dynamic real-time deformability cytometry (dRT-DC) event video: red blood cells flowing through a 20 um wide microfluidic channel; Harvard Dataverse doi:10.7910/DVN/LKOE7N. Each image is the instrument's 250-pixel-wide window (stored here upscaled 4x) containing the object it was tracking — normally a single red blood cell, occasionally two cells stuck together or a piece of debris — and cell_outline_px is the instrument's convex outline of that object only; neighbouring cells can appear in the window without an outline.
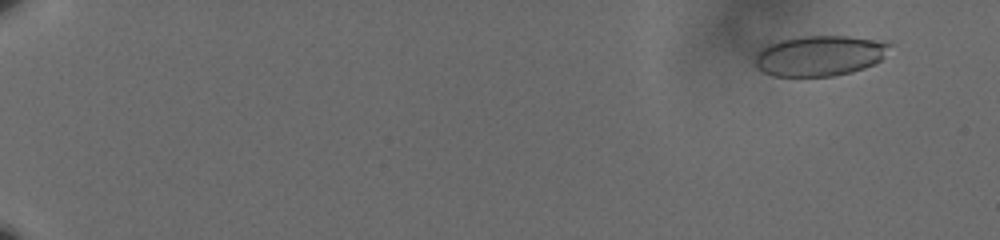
{"species": "human", "species_latin": "Homo sapiens", "temperature_condition": "cold", "stored_images_in_passage": 57, "camera_frame_rate_fps": 3000, "um_per_image_px": 0.085, "donor": {"sex": "male"}, "frame": {"image": 1, "passage_image": 1, "time_ms": 0.0, "image_size_px": [1000, 240], "cell_outline_px": [[892, 44], [880, 60], [864, 68], [852, 72], [832, 76], [772, 76], [764, 72], [756, 64], [756, 52], [760, 48], [768, 44], [780, 40], [800, 36], [848, 36], [888, 40]], "centroid_in_image_um": [69.7, 4.72], "position_along_channel_um": 15.3, "area_um2": 31.91}}
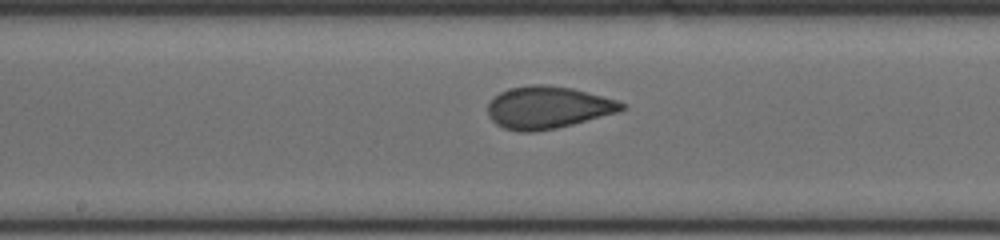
{"frame": {"image": 2, "passage_image": 32, "time_ms": 10.333, "image_size_px": [1000, 240], "cell_outline_px": [[628, 108], [616, 112], [572, 124], [556, 128], [532, 132], [516, 132], [504, 128], [496, 124], [488, 116], [488, 104], [500, 92], [508, 88], [532, 84], [544, 84], [572, 88], [616, 100], [624, 104]], "centroid_in_image_um": [46.52, 9.13], "position_along_channel_um": 201.7, "area_um2": 32.77}}
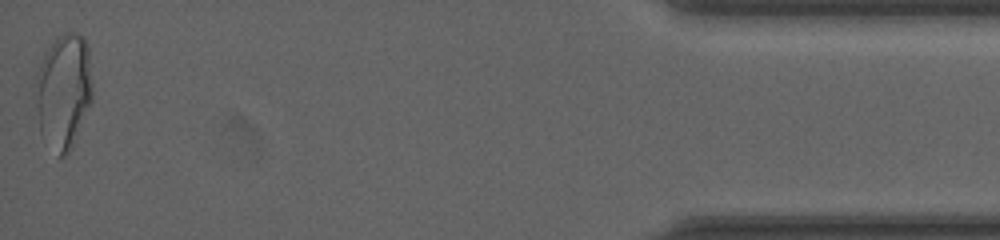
{"frame": {"image": 3, "passage_image": 57, "time_ms": 18.667, "image_size_px": [1000, 240], "cell_outline_px": [[92, 104], [72, 148], [64, 156], [60, 156], [40, 132], [32, 92], [32, 84], [44, 48], [60, 36], [68, 32], [76, 32], [84, 36], [88, 44], [92, 84]], "centroid_in_image_um": [5.37, 7.7], "position_along_channel_um": 429.8, "area_um2": 39.42}, "authors_computed_cell_mechanics": {"area_um2": 32.7726, "velocity_mm_per_s": 3.5893, "shape_relaxation_time_tau1_ms": 10.3443, "shape_relaxation_time_tau2_ms": null, "deformation_change_tau1": 0.1851, "deformation_change_tau2": null}}